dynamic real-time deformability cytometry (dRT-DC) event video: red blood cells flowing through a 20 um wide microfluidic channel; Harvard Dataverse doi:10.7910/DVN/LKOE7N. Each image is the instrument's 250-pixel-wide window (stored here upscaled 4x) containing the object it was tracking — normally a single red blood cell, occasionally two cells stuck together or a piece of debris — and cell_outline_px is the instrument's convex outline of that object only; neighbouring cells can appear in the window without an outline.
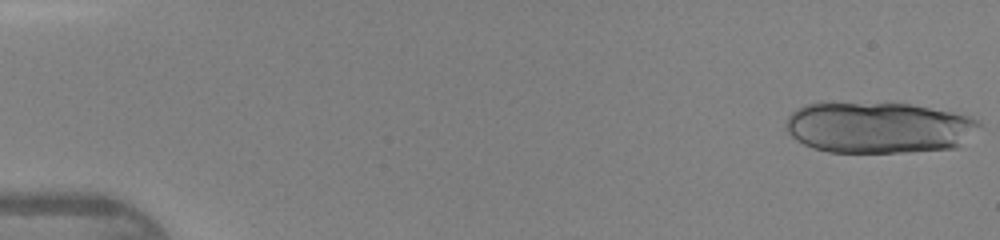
{"species": "human", "species_latin": "Homo sapiens", "temperature_condition": "warm", "stored_images_in_passage": 15, "camera_frame_rate_fps": 3000, "um_per_image_px": 0.085, "donor": {"sex": "female"}, "frame": {"image": 1, "passage_image": 1, "time_ms": 0.0, "image_size_px": [1000, 240], "cell_outline_px": [[984, 128], [956, 148], [908, 152], [828, 152], [812, 148], [796, 140], [784, 128], [784, 124], [788, 116], [796, 108], [804, 104], [912, 104], [952, 112], [968, 116], [980, 120], [984, 124]], "centroid_in_image_um": [74.75, 10.86], "position_along_channel_um": 10.3, "area_um2": 58.03}}
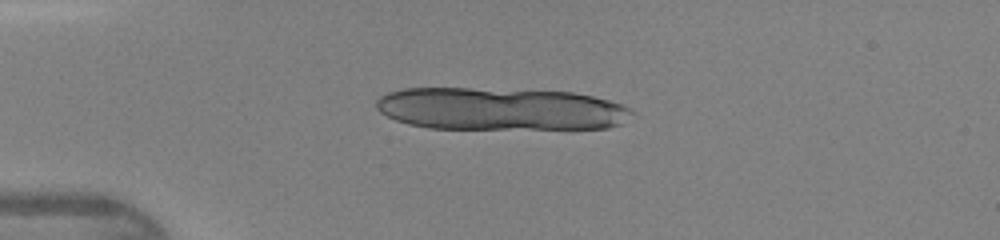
{"frame": {"image": 2, "passage_image": 11, "time_ms": 3.333, "image_size_px": [1000, 240], "cell_outline_px": [[636, 112], [624, 124], [608, 128], [428, 128], [408, 124], [396, 120], [380, 112], [376, 108], [376, 100], [380, 96], [388, 92], [404, 88], [468, 88], [572, 92], [592, 96], [608, 100], [632, 108]], "centroid_in_image_um": [42.55, 9.26], "position_along_channel_um": 42.4, "area_um2": 63.52}}